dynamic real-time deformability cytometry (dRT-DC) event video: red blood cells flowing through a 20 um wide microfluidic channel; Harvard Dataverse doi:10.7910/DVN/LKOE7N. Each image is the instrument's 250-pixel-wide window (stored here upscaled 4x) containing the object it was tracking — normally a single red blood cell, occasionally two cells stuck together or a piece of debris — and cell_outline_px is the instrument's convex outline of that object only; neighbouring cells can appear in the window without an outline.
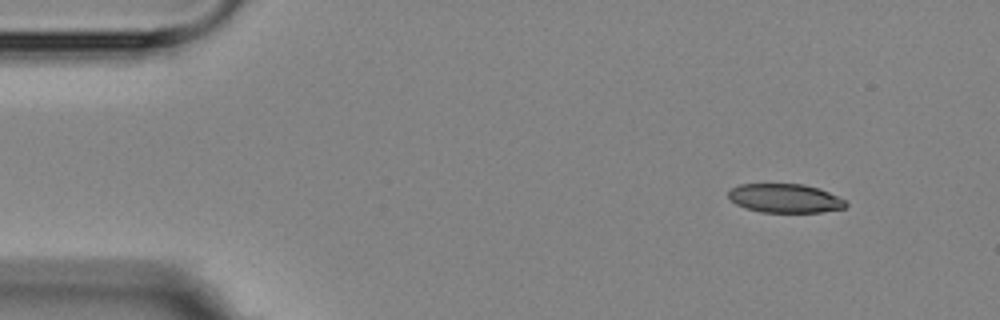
{"species": "Egyptian fruit bat (a non-hibernating species)", "species_latin": "Rousettus aegyptiacus", "temperature_condition": "room temperature", "stored_images_in_passage": 6, "camera_frame_rate_fps": 3000, "um_per_image_px": 0.085, "animal": {"sex": "female"}, "frame": {"image": 1, "passage_image": 1, "time_ms": 0.0, "image_size_px": [1000, 320], "cell_outline_px": [[848, 204], [844, 208], [820, 212], [760, 212], [744, 208], [736, 204], [728, 196], [728, 192], [732, 188], [740, 184], [804, 184], [820, 188], [848, 200]], "centroid_in_image_um": [66.76, 16.85], "position_along_channel_um": 18.2, "area_um2": 19.94}}
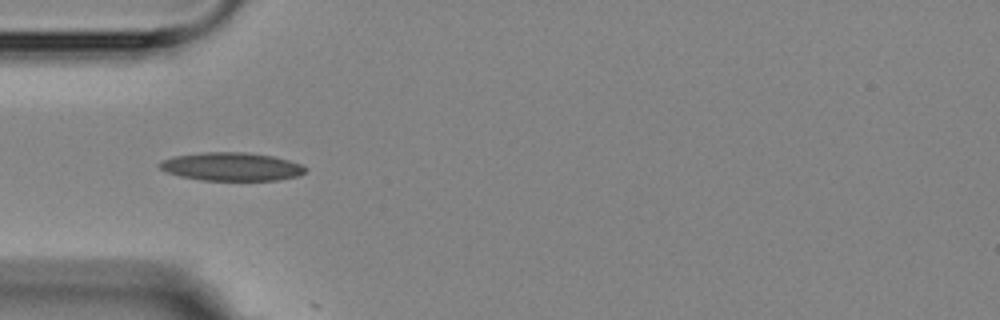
{"frame": {"image": 2, "passage_image": 4, "time_ms": 3.667, "image_size_px": [1000, 320], "cell_outline_px": [[308, 168], [300, 176], [276, 180], [200, 180], [180, 176], [168, 172], [160, 168], [156, 164], [160, 160], [172, 156], [204, 152], [244, 152], [272, 156], [288, 160], [300, 164]], "centroid_in_image_um": [19.64, 14.16], "position_along_channel_um": 65.4, "area_um2": 24.1}}
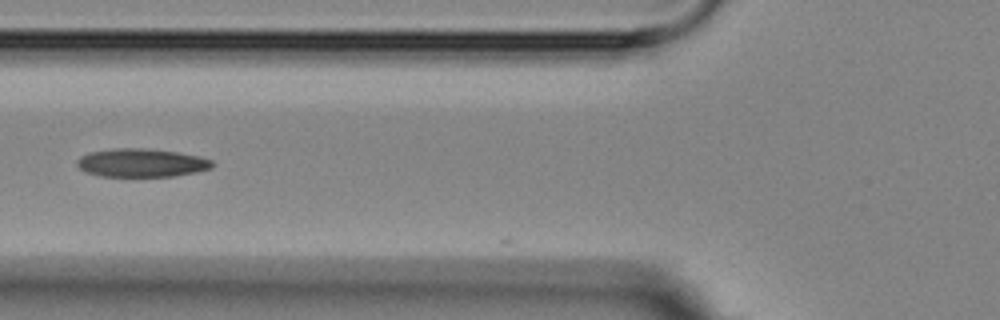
{"frame": {"image": 3, "passage_image": 5, "time_ms": 5.0, "image_size_px": [1000, 320], "cell_outline_px": [[212, 168], [196, 172], [172, 176], [100, 176], [84, 172], [76, 164], [76, 160], [80, 156], [92, 152], [116, 148], [144, 148], [176, 152], [200, 156], [212, 160]], "centroid_in_image_um": [12.01, 13.84], "position_along_channel_um": 113.8, "area_um2": 22.25}}